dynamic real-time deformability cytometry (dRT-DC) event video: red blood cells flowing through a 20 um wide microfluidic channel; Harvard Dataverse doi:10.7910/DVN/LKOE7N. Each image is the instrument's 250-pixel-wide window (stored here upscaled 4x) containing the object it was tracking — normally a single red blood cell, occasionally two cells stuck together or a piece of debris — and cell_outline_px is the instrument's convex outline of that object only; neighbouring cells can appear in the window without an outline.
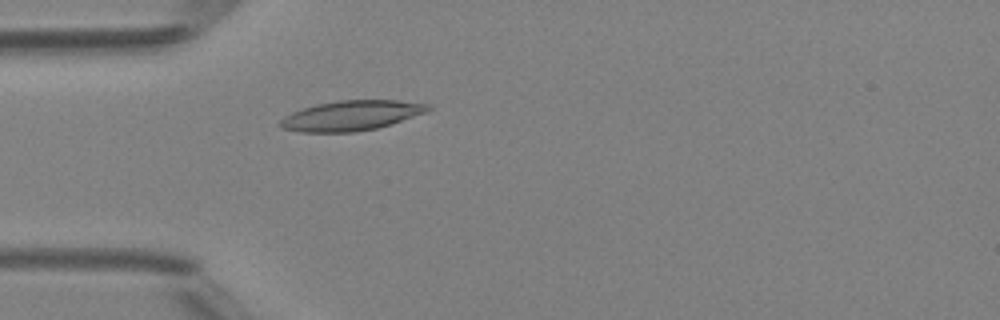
{"species": "Egyptian fruit bat (a non-hibernating species)", "species_latin": "Rousettus aegyptiacus", "temperature_condition": "room temperature", "stored_images_in_passage": 36, "camera_frame_rate_fps": 3000, "um_per_image_px": 0.085, "animal": {"sex": "female"}, "frame": {"image": 1, "passage_image": 2, "time_ms": 0.333, "image_size_px": [1000, 320], "cell_outline_px": [[432, 108], [428, 112], [376, 128], [352, 132], [300, 132], [280, 128], [280, 120], [284, 116], [292, 112], [316, 104], [336, 100], [396, 100], [432, 104]], "centroid_in_image_um": [29.87, 9.81], "position_along_channel_um": 55.1, "area_um2": 25.84}}
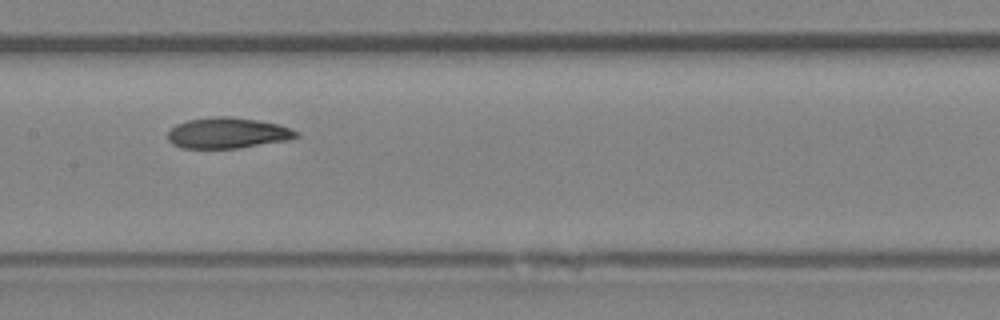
{"frame": {"image": 2, "passage_image": 12, "time_ms": 3.667, "image_size_px": [1000, 320], "cell_outline_px": [[300, 136], [288, 140], [240, 148], [180, 148], [172, 144], [168, 140], [168, 132], [176, 124], [188, 120], [212, 116], [228, 116], [256, 120], [276, 124], [300, 132]], "centroid_in_image_um": [19.33, 11.31], "position_along_channel_um": 188.1, "area_um2": 23.06}}
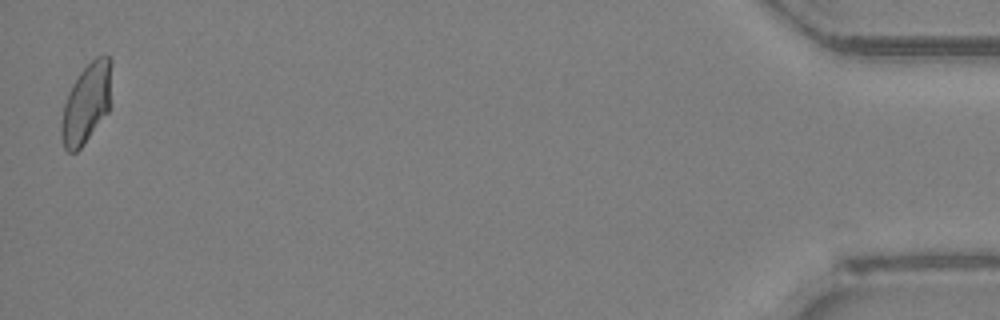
{"frame": {"image": 3, "passage_image": 36, "time_ms": 11.667, "image_size_px": [1000, 320], "cell_outline_px": [[112, 60], [108, 112], [84, 144], [76, 152], [68, 152], [64, 148], [60, 136], [60, 124], [64, 104], [68, 92], [72, 84], [80, 72], [96, 56], [108, 56]], "centroid_in_image_um": [7.32, 8.8], "position_along_channel_um": 427.9, "area_um2": 23.35}, "authors_computed_cell_mechanics": {"area_um2": 23.2645, "velocity_mm_per_s": 4.179, "shape_relaxation_time_tau1_ms": 10.4258, "shape_relaxation_time_tau2_ms": 2.222, "deformation_change_tau1": 0.2237, "deformation_change_tau2": 0.0664}}